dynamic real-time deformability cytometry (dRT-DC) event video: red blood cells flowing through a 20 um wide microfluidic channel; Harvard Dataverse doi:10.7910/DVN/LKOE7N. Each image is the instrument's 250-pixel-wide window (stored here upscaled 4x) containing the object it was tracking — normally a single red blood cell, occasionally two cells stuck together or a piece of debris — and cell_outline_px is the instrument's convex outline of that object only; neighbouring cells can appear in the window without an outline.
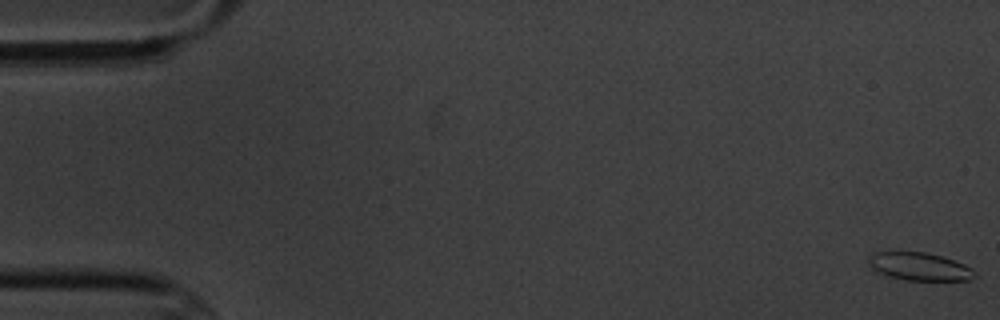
{"species": "common noctule bat (a hibernating species)", "species_latin": "Nyctalus noctula", "temperature_condition": "cold", "stored_images_in_passage": 8, "camera_frame_rate_fps": 3000, "um_per_image_px": 0.085, "animal": {"sex": "male", "body_mass_g": 20.1, "forearm_length_mm": 53.5}, "frame": {"image": 1, "passage_image": 1, "time_ms": 0.0, "image_size_px": [1000, 320], "cell_outline_px": [[976, 276], [968, 280], [904, 280], [888, 276], [872, 268], [868, 260], [872, 252], [924, 252], [940, 256], [964, 264], [972, 268]], "centroid_in_image_um": [78.15, 22.66], "position_along_channel_um": 6.8, "area_um2": 16.99}}
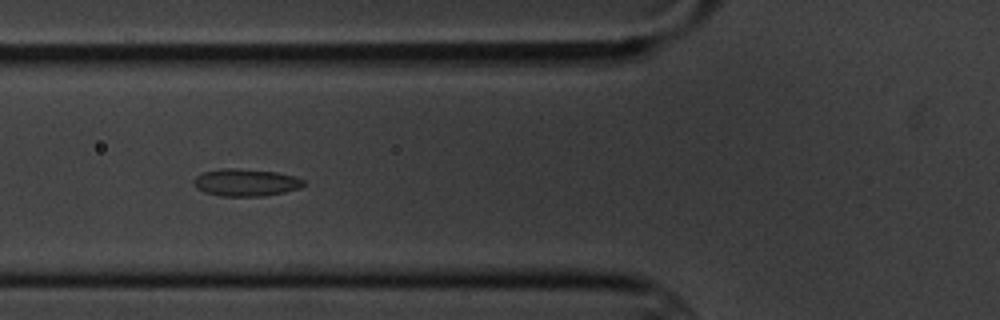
{"frame": {"image": 2, "passage_image": 7, "time_ms": 7.0, "image_size_px": [1000, 320], "cell_outline_px": [[304, 184], [300, 188], [284, 192], [264, 196], [220, 196], [204, 192], [196, 188], [192, 184], [192, 180], [196, 176], [204, 172], [224, 168], [232, 168], [276, 172], [292, 176], [304, 180]], "centroid_in_image_um": [20.84, 15.52], "position_along_channel_um": 105.0, "area_um2": 17.4}}
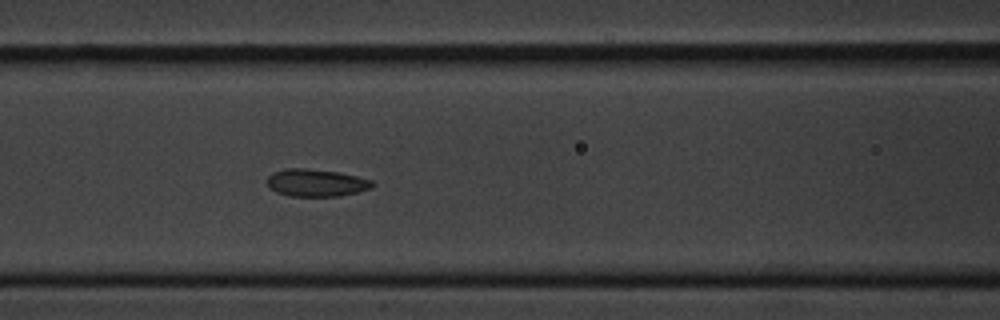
{"frame": {"image": 3, "passage_image": 8, "time_ms": 8.0, "image_size_px": [1000, 320], "cell_outline_px": [[376, 184], [372, 188], [340, 196], [288, 196], [276, 192], [268, 184], [268, 176], [272, 172], [288, 168], [304, 168], [340, 172], [372, 180]], "centroid_in_image_um": [26.9, 15.53], "position_along_channel_um": 139.7, "area_um2": 16.82}}